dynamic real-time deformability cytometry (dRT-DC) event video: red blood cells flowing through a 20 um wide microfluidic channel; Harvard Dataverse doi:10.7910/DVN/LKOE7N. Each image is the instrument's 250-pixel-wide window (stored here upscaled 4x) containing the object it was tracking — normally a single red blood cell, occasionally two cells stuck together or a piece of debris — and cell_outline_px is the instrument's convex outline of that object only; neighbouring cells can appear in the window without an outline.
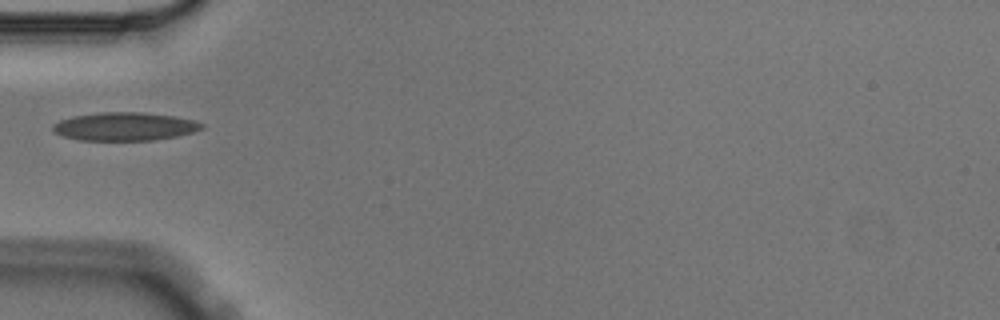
{"species": "Egyptian fruit bat (a non-hibernating species)", "species_latin": "Rousettus aegyptiacus", "temperature_condition": "cold", "stored_images_in_passage": 1, "camera_frame_rate_fps": 3000, "um_per_image_px": 0.085, "animal": {"sex": "male"}, "frame": {"image": 1, "passage_image": 1, "time_ms": 0.0, "image_size_px": [1000, 320], "cell_outline_px": [[204, 128], [192, 132], [176, 136], [152, 140], [80, 140], [64, 136], [56, 132], [52, 128], [52, 124], [60, 120], [72, 116], [100, 112], [144, 112], [172, 116], [192, 120], [204, 124]], "centroid_in_image_um": [10.58, 10.74], "position_along_channel_um": 74.4, "area_um2": 24.33}}